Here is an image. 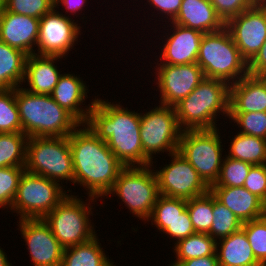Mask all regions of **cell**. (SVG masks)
<instances>
[{"label": "cell", "mask_w": 266, "mask_h": 266, "mask_svg": "<svg viewBox=\"0 0 266 266\" xmlns=\"http://www.w3.org/2000/svg\"><path fill=\"white\" fill-rule=\"evenodd\" d=\"M69 144L74 168V185L85 188L89 197L105 196L113 188L125 166L86 124H80L70 135Z\"/></svg>", "instance_id": "cell-1"}, {"label": "cell", "mask_w": 266, "mask_h": 266, "mask_svg": "<svg viewBox=\"0 0 266 266\" xmlns=\"http://www.w3.org/2000/svg\"><path fill=\"white\" fill-rule=\"evenodd\" d=\"M86 125L125 166H149L152 162L144 155L140 137V113L96 96ZM137 164V165H136Z\"/></svg>", "instance_id": "cell-2"}, {"label": "cell", "mask_w": 266, "mask_h": 266, "mask_svg": "<svg viewBox=\"0 0 266 266\" xmlns=\"http://www.w3.org/2000/svg\"><path fill=\"white\" fill-rule=\"evenodd\" d=\"M23 87L15 88V99L27 137H66L80 125L51 95L35 94Z\"/></svg>", "instance_id": "cell-3"}, {"label": "cell", "mask_w": 266, "mask_h": 266, "mask_svg": "<svg viewBox=\"0 0 266 266\" xmlns=\"http://www.w3.org/2000/svg\"><path fill=\"white\" fill-rule=\"evenodd\" d=\"M230 84L220 79L204 78L175 106L182 130L215 129L220 114L229 116ZM218 115V116H217Z\"/></svg>", "instance_id": "cell-4"}, {"label": "cell", "mask_w": 266, "mask_h": 266, "mask_svg": "<svg viewBox=\"0 0 266 266\" xmlns=\"http://www.w3.org/2000/svg\"><path fill=\"white\" fill-rule=\"evenodd\" d=\"M197 64L205 78L220 79L229 84L249 74L248 62L242 57L226 27L202 36Z\"/></svg>", "instance_id": "cell-5"}, {"label": "cell", "mask_w": 266, "mask_h": 266, "mask_svg": "<svg viewBox=\"0 0 266 266\" xmlns=\"http://www.w3.org/2000/svg\"><path fill=\"white\" fill-rule=\"evenodd\" d=\"M87 199L88 204L79 195L69 193L43 218L64 249L90 241L97 235L90 220L97 198L88 196Z\"/></svg>", "instance_id": "cell-6"}, {"label": "cell", "mask_w": 266, "mask_h": 266, "mask_svg": "<svg viewBox=\"0 0 266 266\" xmlns=\"http://www.w3.org/2000/svg\"><path fill=\"white\" fill-rule=\"evenodd\" d=\"M25 171L61 182L62 185L64 181L74 185L69 136L28 137Z\"/></svg>", "instance_id": "cell-7"}, {"label": "cell", "mask_w": 266, "mask_h": 266, "mask_svg": "<svg viewBox=\"0 0 266 266\" xmlns=\"http://www.w3.org/2000/svg\"><path fill=\"white\" fill-rule=\"evenodd\" d=\"M154 169L153 164L125 167L105 198L117 195L134 217L146 224L160 196Z\"/></svg>", "instance_id": "cell-8"}, {"label": "cell", "mask_w": 266, "mask_h": 266, "mask_svg": "<svg viewBox=\"0 0 266 266\" xmlns=\"http://www.w3.org/2000/svg\"><path fill=\"white\" fill-rule=\"evenodd\" d=\"M44 176L24 171L10 208L20 219H43L68 194L70 189Z\"/></svg>", "instance_id": "cell-9"}, {"label": "cell", "mask_w": 266, "mask_h": 266, "mask_svg": "<svg viewBox=\"0 0 266 266\" xmlns=\"http://www.w3.org/2000/svg\"><path fill=\"white\" fill-rule=\"evenodd\" d=\"M219 127L215 129L183 130L178 152L210 187L219 178L225 155L222 151ZM223 155V156H222Z\"/></svg>", "instance_id": "cell-10"}, {"label": "cell", "mask_w": 266, "mask_h": 266, "mask_svg": "<svg viewBox=\"0 0 266 266\" xmlns=\"http://www.w3.org/2000/svg\"><path fill=\"white\" fill-rule=\"evenodd\" d=\"M175 107L158 105L140 112V137L144 155L152 162L156 154L178 151L182 134Z\"/></svg>", "instance_id": "cell-11"}, {"label": "cell", "mask_w": 266, "mask_h": 266, "mask_svg": "<svg viewBox=\"0 0 266 266\" xmlns=\"http://www.w3.org/2000/svg\"><path fill=\"white\" fill-rule=\"evenodd\" d=\"M168 156L172 158L171 162L160 170H154L161 195L188 200L210 190L198 172L178 151Z\"/></svg>", "instance_id": "cell-12"}, {"label": "cell", "mask_w": 266, "mask_h": 266, "mask_svg": "<svg viewBox=\"0 0 266 266\" xmlns=\"http://www.w3.org/2000/svg\"><path fill=\"white\" fill-rule=\"evenodd\" d=\"M69 15L53 8L40 18L36 54L68 57L69 51L78 44V37L81 36L83 28L79 26L78 20H73Z\"/></svg>", "instance_id": "cell-13"}, {"label": "cell", "mask_w": 266, "mask_h": 266, "mask_svg": "<svg viewBox=\"0 0 266 266\" xmlns=\"http://www.w3.org/2000/svg\"><path fill=\"white\" fill-rule=\"evenodd\" d=\"M156 87L160 105L175 107L205 78L197 63L183 65H156Z\"/></svg>", "instance_id": "cell-14"}, {"label": "cell", "mask_w": 266, "mask_h": 266, "mask_svg": "<svg viewBox=\"0 0 266 266\" xmlns=\"http://www.w3.org/2000/svg\"><path fill=\"white\" fill-rule=\"evenodd\" d=\"M225 27L242 57L249 63L266 40V6L253 5L229 19Z\"/></svg>", "instance_id": "cell-15"}, {"label": "cell", "mask_w": 266, "mask_h": 266, "mask_svg": "<svg viewBox=\"0 0 266 266\" xmlns=\"http://www.w3.org/2000/svg\"><path fill=\"white\" fill-rule=\"evenodd\" d=\"M17 223L33 266H61L64 248L43 219H20Z\"/></svg>", "instance_id": "cell-16"}, {"label": "cell", "mask_w": 266, "mask_h": 266, "mask_svg": "<svg viewBox=\"0 0 266 266\" xmlns=\"http://www.w3.org/2000/svg\"><path fill=\"white\" fill-rule=\"evenodd\" d=\"M169 25H167V28L171 27L170 32L169 28L165 29L168 33L163 32L166 34L161 37L164 39V41L162 40L163 46L161 45V48H158L161 49V52L159 53V59H156V61H160L153 64L183 65L197 63L199 47L204 34L200 31L186 28L173 22H170Z\"/></svg>", "instance_id": "cell-17"}, {"label": "cell", "mask_w": 266, "mask_h": 266, "mask_svg": "<svg viewBox=\"0 0 266 266\" xmlns=\"http://www.w3.org/2000/svg\"><path fill=\"white\" fill-rule=\"evenodd\" d=\"M39 30L40 19L31 16L11 13L5 9L0 18V41L27 55L36 54Z\"/></svg>", "instance_id": "cell-18"}, {"label": "cell", "mask_w": 266, "mask_h": 266, "mask_svg": "<svg viewBox=\"0 0 266 266\" xmlns=\"http://www.w3.org/2000/svg\"><path fill=\"white\" fill-rule=\"evenodd\" d=\"M84 82L80 75L64 72L51 93V97L80 124H86L96 101L95 97L91 100V104L84 106L86 98L88 99L87 93L90 91Z\"/></svg>", "instance_id": "cell-19"}, {"label": "cell", "mask_w": 266, "mask_h": 266, "mask_svg": "<svg viewBox=\"0 0 266 266\" xmlns=\"http://www.w3.org/2000/svg\"><path fill=\"white\" fill-rule=\"evenodd\" d=\"M62 58L65 60L62 56L27 55L22 85L27 82L29 87L24 89L35 94L51 95L62 75L56 65Z\"/></svg>", "instance_id": "cell-20"}, {"label": "cell", "mask_w": 266, "mask_h": 266, "mask_svg": "<svg viewBox=\"0 0 266 266\" xmlns=\"http://www.w3.org/2000/svg\"><path fill=\"white\" fill-rule=\"evenodd\" d=\"M213 196L233 212L242 222L266 215V204L242 187H210Z\"/></svg>", "instance_id": "cell-21"}, {"label": "cell", "mask_w": 266, "mask_h": 266, "mask_svg": "<svg viewBox=\"0 0 266 266\" xmlns=\"http://www.w3.org/2000/svg\"><path fill=\"white\" fill-rule=\"evenodd\" d=\"M266 112V87L259 76L230 84L229 113Z\"/></svg>", "instance_id": "cell-22"}, {"label": "cell", "mask_w": 266, "mask_h": 266, "mask_svg": "<svg viewBox=\"0 0 266 266\" xmlns=\"http://www.w3.org/2000/svg\"><path fill=\"white\" fill-rule=\"evenodd\" d=\"M171 22L203 34L225 27L210 0H183L177 16Z\"/></svg>", "instance_id": "cell-23"}, {"label": "cell", "mask_w": 266, "mask_h": 266, "mask_svg": "<svg viewBox=\"0 0 266 266\" xmlns=\"http://www.w3.org/2000/svg\"><path fill=\"white\" fill-rule=\"evenodd\" d=\"M219 266H262L255 258L245 231L237 232L216 241Z\"/></svg>", "instance_id": "cell-24"}, {"label": "cell", "mask_w": 266, "mask_h": 266, "mask_svg": "<svg viewBox=\"0 0 266 266\" xmlns=\"http://www.w3.org/2000/svg\"><path fill=\"white\" fill-rule=\"evenodd\" d=\"M99 237L63 250L61 266H116L104 253Z\"/></svg>", "instance_id": "cell-25"}, {"label": "cell", "mask_w": 266, "mask_h": 266, "mask_svg": "<svg viewBox=\"0 0 266 266\" xmlns=\"http://www.w3.org/2000/svg\"><path fill=\"white\" fill-rule=\"evenodd\" d=\"M27 54L0 41V89L22 86Z\"/></svg>", "instance_id": "cell-26"}, {"label": "cell", "mask_w": 266, "mask_h": 266, "mask_svg": "<svg viewBox=\"0 0 266 266\" xmlns=\"http://www.w3.org/2000/svg\"><path fill=\"white\" fill-rule=\"evenodd\" d=\"M230 141L227 157L252 165L266 164V139L238 132Z\"/></svg>", "instance_id": "cell-27"}, {"label": "cell", "mask_w": 266, "mask_h": 266, "mask_svg": "<svg viewBox=\"0 0 266 266\" xmlns=\"http://www.w3.org/2000/svg\"><path fill=\"white\" fill-rule=\"evenodd\" d=\"M175 260L169 266H178L182 261L216 254V241L208 233L195 232L179 240L173 246Z\"/></svg>", "instance_id": "cell-28"}, {"label": "cell", "mask_w": 266, "mask_h": 266, "mask_svg": "<svg viewBox=\"0 0 266 266\" xmlns=\"http://www.w3.org/2000/svg\"><path fill=\"white\" fill-rule=\"evenodd\" d=\"M27 140L23 132L0 133V168L25 167Z\"/></svg>", "instance_id": "cell-29"}, {"label": "cell", "mask_w": 266, "mask_h": 266, "mask_svg": "<svg viewBox=\"0 0 266 266\" xmlns=\"http://www.w3.org/2000/svg\"><path fill=\"white\" fill-rule=\"evenodd\" d=\"M186 208L187 200L160 194L147 222L151 221V225H155L154 227H157V230L162 233Z\"/></svg>", "instance_id": "cell-30"}, {"label": "cell", "mask_w": 266, "mask_h": 266, "mask_svg": "<svg viewBox=\"0 0 266 266\" xmlns=\"http://www.w3.org/2000/svg\"><path fill=\"white\" fill-rule=\"evenodd\" d=\"M187 211L195 232L208 233L213 222V194L210 190L187 200Z\"/></svg>", "instance_id": "cell-31"}, {"label": "cell", "mask_w": 266, "mask_h": 266, "mask_svg": "<svg viewBox=\"0 0 266 266\" xmlns=\"http://www.w3.org/2000/svg\"><path fill=\"white\" fill-rule=\"evenodd\" d=\"M213 222L208 234L218 241L242 228V222L213 196Z\"/></svg>", "instance_id": "cell-32"}, {"label": "cell", "mask_w": 266, "mask_h": 266, "mask_svg": "<svg viewBox=\"0 0 266 266\" xmlns=\"http://www.w3.org/2000/svg\"><path fill=\"white\" fill-rule=\"evenodd\" d=\"M22 132L15 89H0V133Z\"/></svg>", "instance_id": "cell-33"}, {"label": "cell", "mask_w": 266, "mask_h": 266, "mask_svg": "<svg viewBox=\"0 0 266 266\" xmlns=\"http://www.w3.org/2000/svg\"><path fill=\"white\" fill-rule=\"evenodd\" d=\"M252 164L225 155L218 180L210 187H242Z\"/></svg>", "instance_id": "cell-34"}, {"label": "cell", "mask_w": 266, "mask_h": 266, "mask_svg": "<svg viewBox=\"0 0 266 266\" xmlns=\"http://www.w3.org/2000/svg\"><path fill=\"white\" fill-rule=\"evenodd\" d=\"M242 229L248 237L256 260L262 266H266V215L255 220L244 222Z\"/></svg>", "instance_id": "cell-35"}, {"label": "cell", "mask_w": 266, "mask_h": 266, "mask_svg": "<svg viewBox=\"0 0 266 266\" xmlns=\"http://www.w3.org/2000/svg\"><path fill=\"white\" fill-rule=\"evenodd\" d=\"M24 171L25 167L0 168V208L6 211L11 208Z\"/></svg>", "instance_id": "cell-36"}, {"label": "cell", "mask_w": 266, "mask_h": 266, "mask_svg": "<svg viewBox=\"0 0 266 266\" xmlns=\"http://www.w3.org/2000/svg\"><path fill=\"white\" fill-rule=\"evenodd\" d=\"M228 118L241 128L239 133L266 139V112L229 113Z\"/></svg>", "instance_id": "cell-37"}, {"label": "cell", "mask_w": 266, "mask_h": 266, "mask_svg": "<svg viewBox=\"0 0 266 266\" xmlns=\"http://www.w3.org/2000/svg\"><path fill=\"white\" fill-rule=\"evenodd\" d=\"M6 10L40 19L54 8V0H5Z\"/></svg>", "instance_id": "cell-38"}, {"label": "cell", "mask_w": 266, "mask_h": 266, "mask_svg": "<svg viewBox=\"0 0 266 266\" xmlns=\"http://www.w3.org/2000/svg\"><path fill=\"white\" fill-rule=\"evenodd\" d=\"M243 187L266 204V164L252 165Z\"/></svg>", "instance_id": "cell-39"}, {"label": "cell", "mask_w": 266, "mask_h": 266, "mask_svg": "<svg viewBox=\"0 0 266 266\" xmlns=\"http://www.w3.org/2000/svg\"><path fill=\"white\" fill-rule=\"evenodd\" d=\"M210 2L224 23L254 5L252 0H210Z\"/></svg>", "instance_id": "cell-40"}, {"label": "cell", "mask_w": 266, "mask_h": 266, "mask_svg": "<svg viewBox=\"0 0 266 266\" xmlns=\"http://www.w3.org/2000/svg\"><path fill=\"white\" fill-rule=\"evenodd\" d=\"M194 233L195 230L186 208L185 211L182 214L178 215L170 223V226L166 228L161 234H167V238L169 237V239H173V242L175 240L174 244H176L179 240L187 238Z\"/></svg>", "instance_id": "cell-41"}, {"label": "cell", "mask_w": 266, "mask_h": 266, "mask_svg": "<svg viewBox=\"0 0 266 266\" xmlns=\"http://www.w3.org/2000/svg\"><path fill=\"white\" fill-rule=\"evenodd\" d=\"M182 1L183 0H147L146 2L149 6L151 5L150 7L154 8V11L158 9L157 15L159 14V17L163 15L161 16L163 19H168V21L165 20L167 25L177 16Z\"/></svg>", "instance_id": "cell-42"}, {"label": "cell", "mask_w": 266, "mask_h": 266, "mask_svg": "<svg viewBox=\"0 0 266 266\" xmlns=\"http://www.w3.org/2000/svg\"><path fill=\"white\" fill-rule=\"evenodd\" d=\"M248 72L253 76L266 74V40L258 53L248 63Z\"/></svg>", "instance_id": "cell-43"}, {"label": "cell", "mask_w": 266, "mask_h": 266, "mask_svg": "<svg viewBox=\"0 0 266 266\" xmlns=\"http://www.w3.org/2000/svg\"><path fill=\"white\" fill-rule=\"evenodd\" d=\"M87 3V0H54V8L59 9V6H63L66 10V14L70 12L71 15H79L82 13L81 11L84 9V6ZM79 11V12H78ZM73 13V14H72Z\"/></svg>", "instance_id": "cell-44"}, {"label": "cell", "mask_w": 266, "mask_h": 266, "mask_svg": "<svg viewBox=\"0 0 266 266\" xmlns=\"http://www.w3.org/2000/svg\"><path fill=\"white\" fill-rule=\"evenodd\" d=\"M178 266H219V262L217 255H210L182 261Z\"/></svg>", "instance_id": "cell-45"}, {"label": "cell", "mask_w": 266, "mask_h": 266, "mask_svg": "<svg viewBox=\"0 0 266 266\" xmlns=\"http://www.w3.org/2000/svg\"><path fill=\"white\" fill-rule=\"evenodd\" d=\"M5 253L3 248L0 247V266H13L12 263L8 261L9 259Z\"/></svg>", "instance_id": "cell-46"}, {"label": "cell", "mask_w": 266, "mask_h": 266, "mask_svg": "<svg viewBox=\"0 0 266 266\" xmlns=\"http://www.w3.org/2000/svg\"><path fill=\"white\" fill-rule=\"evenodd\" d=\"M6 9L5 0H0V18L2 17Z\"/></svg>", "instance_id": "cell-47"}, {"label": "cell", "mask_w": 266, "mask_h": 266, "mask_svg": "<svg viewBox=\"0 0 266 266\" xmlns=\"http://www.w3.org/2000/svg\"><path fill=\"white\" fill-rule=\"evenodd\" d=\"M252 3L254 5H262V6H266V0H252Z\"/></svg>", "instance_id": "cell-48"}, {"label": "cell", "mask_w": 266, "mask_h": 266, "mask_svg": "<svg viewBox=\"0 0 266 266\" xmlns=\"http://www.w3.org/2000/svg\"><path fill=\"white\" fill-rule=\"evenodd\" d=\"M259 77L264 81V85L266 87V74L260 75Z\"/></svg>", "instance_id": "cell-49"}]
</instances>
